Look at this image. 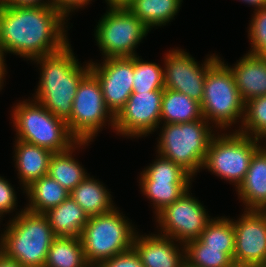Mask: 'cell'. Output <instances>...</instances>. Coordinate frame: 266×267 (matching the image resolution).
<instances>
[{"label": "cell", "mask_w": 266, "mask_h": 267, "mask_svg": "<svg viewBox=\"0 0 266 267\" xmlns=\"http://www.w3.org/2000/svg\"><path fill=\"white\" fill-rule=\"evenodd\" d=\"M181 267H193V266H191L187 261H185V262L181 265Z\"/></svg>", "instance_id": "f6af8a7d"}, {"label": "cell", "mask_w": 266, "mask_h": 267, "mask_svg": "<svg viewBox=\"0 0 266 267\" xmlns=\"http://www.w3.org/2000/svg\"><path fill=\"white\" fill-rule=\"evenodd\" d=\"M245 210H259L266 204V144L253 155L244 180L236 189Z\"/></svg>", "instance_id": "ac0fdd59"}, {"label": "cell", "mask_w": 266, "mask_h": 267, "mask_svg": "<svg viewBox=\"0 0 266 267\" xmlns=\"http://www.w3.org/2000/svg\"><path fill=\"white\" fill-rule=\"evenodd\" d=\"M106 122L114 130L115 116L106 107L100 82L89 72L77 87L68 129L78 141L91 142Z\"/></svg>", "instance_id": "30bf717a"}, {"label": "cell", "mask_w": 266, "mask_h": 267, "mask_svg": "<svg viewBox=\"0 0 266 267\" xmlns=\"http://www.w3.org/2000/svg\"><path fill=\"white\" fill-rule=\"evenodd\" d=\"M90 61V72L100 82L106 107L116 116L133 92L134 56Z\"/></svg>", "instance_id": "5bb4252c"}, {"label": "cell", "mask_w": 266, "mask_h": 267, "mask_svg": "<svg viewBox=\"0 0 266 267\" xmlns=\"http://www.w3.org/2000/svg\"><path fill=\"white\" fill-rule=\"evenodd\" d=\"M13 186L8 180L0 176V217L13 212L17 204V197Z\"/></svg>", "instance_id": "836d02e7"}, {"label": "cell", "mask_w": 266, "mask_h": 267, "mask_svg": "<svg viewBox=\"0 0 266 267\" xmlns=\"http://www.w3.org/2000/svg\"><path fill=\"white\" fill-rule=\"evenodd\" d=\"M211 128L204 118L163 124L157 152L180 165L193 177L203 168L210 142L216 135Z\"/></svg>", "instance_id": "5b68a950"}, {"label": "cell", "mask_w": 266, "mask_h": 267, "mask_svg": "<svg viewBox=\"0 0 266 267\" xmlns=\"http://www.w3.org/2000/svg\"><path fill=\"white\" fill-rule=\"evenodd\" d=\"M185 259L193 267H229L233 263L224 248H207L199 239L185 245Z\"/></svg>", "instance_id": "f1b7e54d"}, {"label": "cell", "mask_w": 266, "mask_h": 267, "mask_svg": "<svg viewBox=\"0 0 266 267\" xmlns=\"http://www.w3.org/2000/svg\"><path fill=\"white\" fill-rule=\"evenodd\" d=\"M92 0H54V7L60 11L66 18L69 17L73 10L85 7Z\"/></svg>", "instance_id": "d590c367"}, {"label": "cell", "mask_w": 266, "mask_h": 267, "mask_svg": "<svg viewBox=\"0 0 266 267\" xmlns=\"http://www.w3.org/2000/svg\"><path fill=\"white\" fill-rule=\"evenodd\" d=\"M45 215L54 234L60 237H81L83 228L89 219L84 210L70 196Z\"/></svg>", "instance_id": "44dd1931"}, {"label": "cell", "mask_w": 266, "mask_h": 267, "mask_svg": "<svg viewBox=\"0 0 266 267\" xmlns=\"http://www.w3.org/2000/svg\"><path fill=\"white\" fill-rule=\"evenodd\" d=\"M12 110L18 140L53 153L67 151L78 142L70 133L66 121L56 117L34 99L19 102Z\"/></svg>", "instance_id": "277c9868"}, {"label": "cell", "mask_w": 266, "mask_h": 267, "mask_svg": "<svg viewBox=\"0 0 266 267\" xmlns=\"http://www.w3.org/2000/svg\"><path fill=\"white\" fill-rule=\"evenodd\" d=\"M7 225L0 234V250L23 267H44L48 250L57 237L47 216L22 209Z\"/></svg>", "instance_id": "3957f363"}, {"label": "cell", "mask_w": 266, "mask_h": 267, "mask_svg": "<svg viewBox=\"0 0 266 267\" xmlns=\"http://www.w3.org/2000/svg\"><path fill=\"white\" fill-rule=\"evenodd\" d=\"M44 267H90L81 238L57 236L48 250Z\"/></svg>", "instance_id": "484cf974"}, {"label": "cell", "mask_w": 266, "mask_h": 267, "mask_svg": "<svg viewBox=\"0 0 266 267\" xmlns=\"http://www.w3.org/2000/svg\"><path fill=\"white\" fill-rule=\"evenodd\" d=\"M229 267H253L251 265H246V264H239V263H232Z\"/></svg>", "instance_id": "b9f144b4"}, {"label": "cell", "mask_w": 266, "mask_h": 267, "mask_svg": "<svg viewBox=\"0 0 266 267\" xmlns=\"http://www.w3.org/2000/svg\"><path fill=\"white\" fill-rule=\"evenodd\" d=\"M67 18L55 7L0 5V45L6 53L34 60L69 44Z\"/></svg>", "instance_id": "6da1fadb"}, {"label": "cell", "mask_w": 266, "mask_h": 267, "mask_svg": "<svg viewBox=\"0 0 266 267\" xmlns=\"http://www.w3.org/2000/svg\"><path fill=\"white\" fill-rule=\"evenodd\" d=\"M174 241L160 234L139 235L136 232L132 248L139 255L143 267H181L186 261L185 245L178 247Z\"/></svg>", "instance_id": "2e32d148"}, {"label": "cell", "mask_w": 266, "mask_h": 267, "mask_svg": "<svg viewBox=\"0 0 266 267\" xmlns=\"http://www.w3.org/2000/svg\"><path fill=\"white\" fill-rule=\"evenodd\" d=\"M119 211L115 207L108 213L91 216L85 224L80 238L90 267L132 249L137 230Z\"/></svg>", "instance_id": "8992f818"}, {"label": "cell", "mask_w": 266, "mask_h": 267, "mask_svg": "<svg viewBox=\"0 0 266 267\" xmlns=\"http://www.w3.org/2000/svg\"><path fill=\"white\" fill-rule=\"evenodd\" d=\"M32 61L40 64L41 70L34 100L67 122L72 113L77 87L90 72V62L82 67L70 43L59 52Z\"/></svg>", "instance_id": "7a4b0ae2"}, {"label": "cell", "mask_w": 266, "mask_h": 267, "mask_svg": "<svg viewBox=\"0 0 266 267\" xmlns=\"http://www.w3.org/2000/svg\"><path fill=\"white\" fill-rule=\"evenodd\" d=\"M23 190L29 199L25 209L39 214H45L70 196V192L49 175L34 180Z\"/></svg>", "instance_id": "ffe728a7"}, {"label": "cell", "mask_w": 266, "mask_h": 267, "mask_svg": "<svg viewBox=\"0 0 266 267\" xmlns=\"http://www.w3.org/2000/svg\"><path fill=\"white\" fill-rule=\"evenodd\" d=\"M259 212L264 216L266 220V204L259 209Z\"/></svg>", "instance_id": "7bdbcfd3"}, {"label": "cell", "mask_w": 266, "mask_h": 267, "mask_svg": "<svg viewBox=\"0 0 266 267\" xmlns=\"http://www.w3.org/2000/svg\"><path fill=\"white\" fill-rule=\"evenodd\" d=\"M0 5L26 7V6H48L54 7V0H0Z\"/></svg>", "instance_id": "8d00e7d4"}, {"label": "cell", "mask_w": 266, "mask_h": 267, "mask_svg": "<svg viewBox=\"0 0 266 267\" xmlns=\"http://www.w3.org/2000/svg\"><path fill=\"white\" fill-rule=\"evenodd\" d=\"M4 55H5L4 51L0 45V74H6L7 73L6 66H5L6 64L4 63L5 62Z\"/></svg>", "instance_id": "60d3db41"}, {"label": "cell", "mask_w": 266, "mask_h": 267, "mask_svg": "<svg viewBox=\"0 0 266 267\" xmlns=\"http://www.w3.org/2000/svg\"><path fill=\"white\" fill-rule=\"evenodd\" d=\"M6 75L5 74H0V90H2V86L4 84V80H5V77Z\"/></svg>", "instance_id": "ee69618b"}, {"label": "cell", "mask_w": 266, "mask_h": 267, "mask_svg": "<svg viewBox=\"0 0 266 267\" xmlns=\"http://www.w3.org/2000/svg\"><path fill=\"white\" fill-rule=\"evenodd\" d=\"M229 68L244 102L266 96V57L247 53Z\"/></svg>", "instance_id": "e0dca14e"}, {"label": "cell", "mask_w": 266, "mask_h": 267, "mask_svg": "<svg viewBox=\"0 0 266 267\" xmlns=\"http://www.w3.org/2000/svg\"><path fill=\"white\" fill-rule=\"evenodd\" d=\"M88 143L90 142L78 141L67 151L53 153L50 159L48 175L68 192H71L88 176V173L82 168L83 166L72 156L76 148L88 145Z\"/></svg>", "instance_id": "603a6c76"}, {"label": "cell", "mask_w": 266, "mask_h": 267, "mask_svg": "<svg viewBox=\"0 0 266 267\" xmlns=\"http://www.w3.org/2000/svg\"><path fill=\"white\" fill-rule=\"evenodd\" d=\"M149 29L127 8H109L100 18L94 33L104 58L136 56V46Z\"/></svg>", "instance_id": "9c48e42d"}, {"label": "cell", "mask_w": 266, "mask_h": 267, "mask_svg": "<svg viewBox=\"0 0 266 267\" xmlns=\"http://www.w3.org/2000/svg\"><path fill=\"white\" fill-rule=\"evenodd\" d=\"M108 8H128L134 0H105Z\"/></svg>", "instance_id": "f35d334b"}, {"label": "cell", "mask_w": 266, "mask_h": 267, "mask_svg": "<svg viewBox=\"0 0 266 267\" xmlns=\"http://www.w3.org/2000/svg\"><path fill=\"white\" fill-rule=\"evenodd\" d=\"M164 89L132 92L115 116L114 130L125 137H145L159 128ZM143 135V136H142Z\"/></svg>", "instance_id": "7c38bea8"}, {"label": "cell", "mask_w": 266, "mask_h": 267, "mask_svg": "<svg viewBox=\"0 0 266 267\" xmlns=\"http://www.w3.org/2000/svg\"><path fill=\"white\" fill-rule=\"evenodd\" d=\"M235 131L257 139L266 140V96L245 102V113L241 127Z\"/></svg>", "instance_id": "f546056e"}, {"label": "cell", "mask_w": 266, "mask_h": 267, "mask_svg": "<svg viewBox=\"0 0 266 267\" xmlns=\"http://www.w3.org/2000/svg\"><path fill=\"white\" fill-rule=\"evenodd\" d=\"M141 191L152 202L154 213L178 200L188 189L191 182H170L163 180H139Z\"/></svg>", "instance_id": "4316f807"}, {"label": "cell", "mask_w": 266, "mask_h": 267, "mask_svg": "<svg viewBox=\"0 0 266 267\" xmlns=\"http://www.w3.org/2000/svg\"><path fill=\"white\" fill-rule=\"evenodd\" d=\"M202 118L201 104L198 101L183 93L164 88L161 124L192 122Z\"/></svg>", "instance_id": "cb8c5ba5"}, {"label": "cell", "mask_w": 266, "mask_h": 267, "mask_svg": "<svg viewBox=\"0 0 266 267\" xmlns=\"http://www.w3.org/2000/svg\"><path fill=\"white\" fill-rule=\"evenodd\" d=\"M14 161L18 178L25 189L34 180L48 175V168L53 152L50 150L15 139Z\"/></svg>", "instance_id": "d6986e66"}, {"label": "cell", "mask_w": 266, "mask_h": 267, "mask_svg": "<svg viewBox=\"0 0 266 267\" xmlns=\"http://www.w3.org/2000/svg\"><path fill=\"white\" fill-rule=\"evenodd\" d=\"M201 110L203 118L217 129L227 130L238 119L241 125L245 113L235 79L228 66L220 57L208 68L203 88ZM227 128V129H225Z\"/></svg>", "instance_id": "52a82bcc"}, {"label": "cell", "mask_w": 266, "mask_h": 267, "mask_svg": "<svg viewBox=\"0 0 266 267\" xmlns=\"http://www.w3.org/2000/svg\"><path fill=\"white\" fill-rule=\"evenodd\" d=\"M232 219L235 230L233 262L266 267V220L259 210H245L238 220Z\"/></svg>", "instance_id": "9a60e30c"}, {"label": "cell", "mask_w": 266, "mask_h": 267, "mask_svg": "<svg viewBox=\"0 0 266 267\" xmlns=\"http://www.w3.org/2000/svg\"><path fill=\"white\" fill-rule=\"evenodd\" d=\"M183 0H134L128 10L151 30L166 25L179 12Z\"/></svg>", "instance_id": "d4e9b609"}, {"label": "cell", "mask_w": 266, "mask_h": 267, "mask_svg": "<svg viewBox=\"0 0 266 267\" xmlns=\"http://www.w3.org/2000/svg\"><path fill=\"white\" fill-rule=\"evenodd\" d=\"M243 3H247L248 5L254 6V10L261 9L263 7H266V0H239Z\"/></svg>", "instance_id": "ab89813d"}, {"label": "cell", "mask_w": 266, "mask_h": 267, "mask_svg": "<svg viewBox=\"0 0 266 267\" xmlns=\"http://www.w3.org/2000/svg\"><path fill=\"white\" fill-rule=\"evenodd\" d=\"M248 37L251 48L248 53L266 57V7L254 11Z\"/></svg>", "instance_id": "d6a6232c"}, {"label": "cell", "mask_w": 266, "mask_h": 267, "mask_svg": "<svg viewBox=\"0 0 266 267\" xmlns=\"http://www.w3.org/2000/svg\"><path fill=\"white\" fill-rule=\"evenodd\" d=\"M155 217L161 227L159 234L183 245L199 239L200 234L213 219L206 213L199 200L190 195L189 189L178 200L164 207Z\"/></svg>", "instance_id": "8fae6325"}, {"label": "cell", "mask_w": 266, "mask_h": 267, "mask_svg": "<svg viewBox=\"0 0 266 267\" xmlns=\"http://www.w3.org/2000/svg\"><path fill=\"white\" fill-rule=\"evenodd\" d=\"M97 267H143L139 255L132 248L122 254L103 261Z\"/></svg>", "instance_id": "e575fe53"}, {"label": "cell", "mask_w": 266, "mask_h": 267, "mask_svg": "<svg viewBox=\"0 0 266 267\" xmlns=\"http://www.w3.org/2000/svg\"><path fill=\"white\" fill-rule=\"evenodd\" d=\"M199 240L207 248H224V252L233 260L235 230L232 219L224 216L212 219L200 234Z\"/></svg>", "instance_id": "83f0119b"}, {"label": "cell", "mask_w": 266, "mask_h": 267, "mask_svg": "<svg viewBox=\"0 0 266 267\" xmlns=\"http://www.w3.org/2000/svg\"><path fill=\"white\" fill-rule=\"evenodd\" d=\"M150 166L140 174L139 180H163L170 182H191L192 176L180 165L175 164L160 154Z\"/></svg>", "instance_id": "1f68e13d"}, {"label": "cell", "mask_w": 266, "mask_h": 267, "mask_svg": "<svg viewBox=\"0 0 266 267\" xmlns=\"http://www.w3.org/2000/svg\"><path fill=\"white\" fill-rule=\"evenodd\" d=\"M164 57V87L201 103L206 73L219 57L210 55L202 66L184 49H172Z\"/></svg>", "instance_id": "4fadbf2b"}, {"label": "cell", "mask_w": 266, "mask_h": 267, "mask_svg": "<svg viewBox=\"0 0 266 267\" xmlns=\"http://www.w3.org/2000/svg\"><path fill=\"white\" fill-rule=\"evenodd\" d=\"M164 69L157 63L146 62L134 56L133 92L164 89Z\"/></svg>", "instance_id": "4dcf8cb0"}, {"label": "cell", "mask_w": 266, "mask_h": 267, "mask_svg": "<svg viewBox=\"0 0 266 267\" xmlns=\"http://www.w3.org/2000/svg\"><path fill=\"white\" fill-rule=\"evenodd\" d=\"M110 193L100 181L89 175L70 192V197L91 217L115 208Z\"/></svg>", "instance_id": "7402d4cb"}, {"label": "cell", "mask_w": 266, "mask_h": 267, "mask_svg": "<svg viewBox=\"0 0 266 267\" xmlns=\"http://www.w3.org/2000/svg\"><path fill=\"white\" fill-rule=\"evenodd\" d=\"M259 140L238 131L229 134L218 132L210 142L203 168L238 188L249 169L251 158L262 146Z\"/></svg>", "instance_id": "ba28073f"}, {"label": "cell", "mask_w": 266, "mask_h": 267, "mask_svg": "<svg viewBox=\"0 0 266 267\" xmlns=\"http://www.w3.org/2000/svg\"><path fill=\"white\" fill-rule=\"evenodd\" d=\"M0 267H23L17 260L9 258L0 250Z\"/></svg>", "instance_id": "74e56055"}]
</instances>
